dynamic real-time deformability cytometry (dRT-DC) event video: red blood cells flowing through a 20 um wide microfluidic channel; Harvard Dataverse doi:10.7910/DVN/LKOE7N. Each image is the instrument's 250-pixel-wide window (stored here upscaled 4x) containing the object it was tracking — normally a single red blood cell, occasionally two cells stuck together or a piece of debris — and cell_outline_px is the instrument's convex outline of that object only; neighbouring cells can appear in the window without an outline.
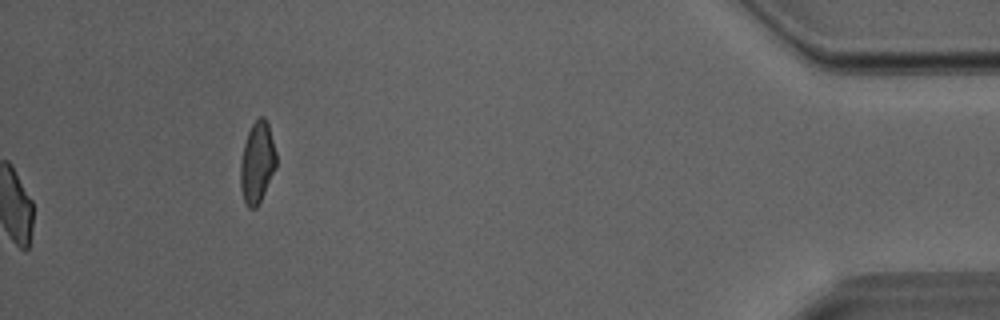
{"species": "Egyptian fruit bat (a non-hibernating species)", "species_latin": "Rousettus aegyptiacus", "temperature_condition": "room temperature", "stored_images_in_passage": 37, "camera_frame_rate_fps": 3000, "um_per_image_px": 0.085, "animal": {"sex": "male"}, "frame": {"image": 1, "passage_image": 37, "time_ms": 12.0, "image_size_px": [1000, 320], "cell_outline_px": [[276, 168], [256, 208], [248, 208], [244, 204], [240, 188], [240, 164], [244, 144], [248, 132], [252, 124], [260, 116], [264, 116], [268, 124], [276, 152]], "centroid_in_image_um": [21.84, 13.83], "position_along_channel_um": 413.4, "area_um2": 16.94}}